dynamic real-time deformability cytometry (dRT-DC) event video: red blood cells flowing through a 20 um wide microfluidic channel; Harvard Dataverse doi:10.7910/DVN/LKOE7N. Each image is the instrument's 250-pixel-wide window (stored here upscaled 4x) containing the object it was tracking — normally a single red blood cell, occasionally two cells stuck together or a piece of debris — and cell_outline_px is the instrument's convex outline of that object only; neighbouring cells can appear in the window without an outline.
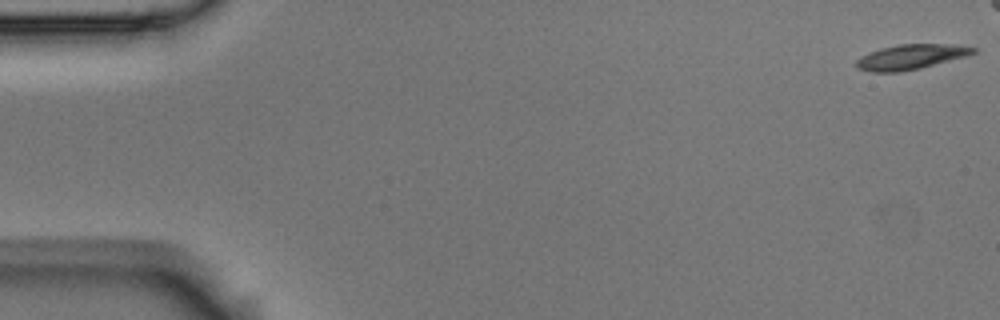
{"species": "Egyptian fruit bat (a non-hibernating species)", "species_latin": "Rousettus aegyptiacus", "temperature_condition": "room temperature", "stored_images_in_passage": 12, "segment_of_instrument_passage": [1, 2], "camera_frame_rate_fps": 3000, "um_per_image_px": 0.085, "animal": {"sex": "male"}, "frame": {"image": 1, "passage_image": 1, "time_ms": 0.0, "image_size_px": [1000, 320], "cell_outline_px": [[976, 52], [968, 56], [920, 68], [900, 72], [872, 72], [856, 68], [856, 60], [860, 56], [868, 52], [880, 48], [900, 44], [956, 44], [976, 48]], "centroid_in_image_um": [77.42, 4.83], "position_along_channel_um": 7.6, "area_um2": 17.17}}
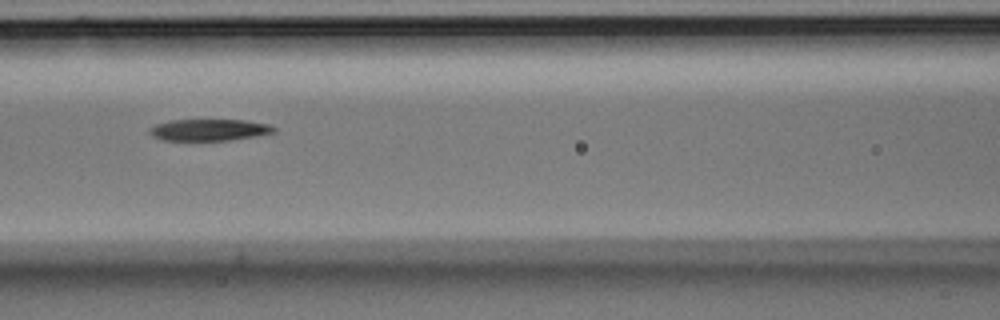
{"frame": {"image": 2, "passage_image": 7, "time_ms": 2.0, "image_size_px": [1000, 320], "cell_outline_px": [[276, 132], [260, 136], [228, 140], [160, 140], [152, 136], [148, 132], [148, 128], [156, 124], [168, 120], [244, 120], [272, 124], [276, 128]], "centroid_in_image_um": [17.8, 11.04], "position_along_channel_um": 148.8, "area_um2": 15.95}}
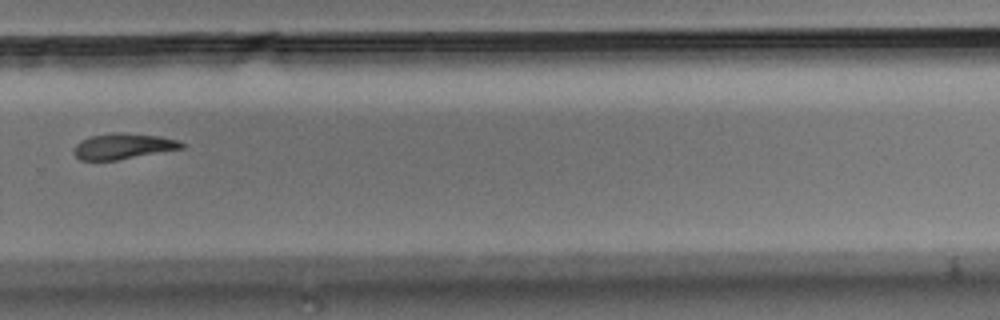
{"frame": {"image": 3, "passage_image": 11, "time_ms": 3.333, "image_size_px": [1000, 320], "cell_outline_px": [[184, 148], [116, 160], [80, 160], [72, 152], [72, 148], [80, 140], [92, 136], [112, 132], [124, 132], [160, 136], [180, 140], [184, 144]], "centroid_in_image_um": [10.45, 12.42], "position_along_channel_um": 319.3, "area_um2": 16.3}}